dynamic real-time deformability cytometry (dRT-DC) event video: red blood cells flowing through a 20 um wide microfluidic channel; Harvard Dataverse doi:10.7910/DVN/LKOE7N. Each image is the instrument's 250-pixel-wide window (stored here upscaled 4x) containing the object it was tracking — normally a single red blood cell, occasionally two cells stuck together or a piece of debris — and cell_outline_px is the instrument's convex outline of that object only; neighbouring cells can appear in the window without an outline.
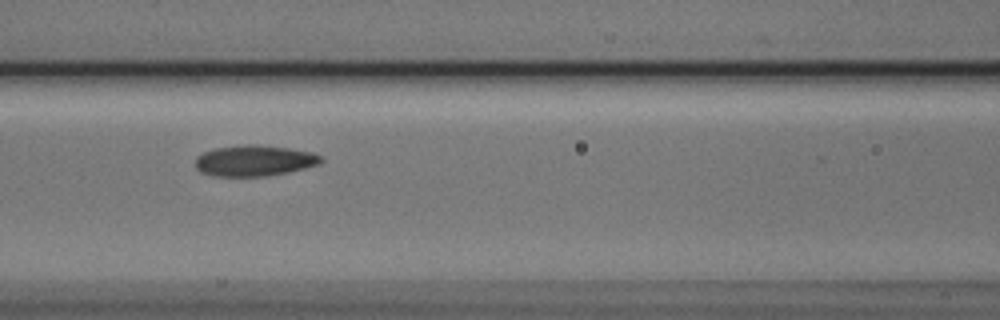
{"species": "Egyptian fruit bat (a non-hibernating species)", "species_latin": "Rousettus aegyptiacus", "temperature_condition": "cold", "stored_images_in_passage": 3, "camera_frame_rate_fps": 3000, "um_per_image_px": 0.085, "animal": {"sex": "male"}, "frame": {"image": 1, "passage_image": 3, "time_ms": 0.667, "image_size_px": [1000, 320], "cell_outline_px": [[324, 160], [320, 164], [288, 172], [268, 176], [212, 176], [200, 172], [196, 168], [196, 156], [204, 152], [216, 148], [248, 144], [256, 144], [288, 148], [312, 152], [324, 156]], "centroid_in_image_um": [21.64, 13.66], "position_along_channel_um": 145.0, "area_um2": 22.77}}